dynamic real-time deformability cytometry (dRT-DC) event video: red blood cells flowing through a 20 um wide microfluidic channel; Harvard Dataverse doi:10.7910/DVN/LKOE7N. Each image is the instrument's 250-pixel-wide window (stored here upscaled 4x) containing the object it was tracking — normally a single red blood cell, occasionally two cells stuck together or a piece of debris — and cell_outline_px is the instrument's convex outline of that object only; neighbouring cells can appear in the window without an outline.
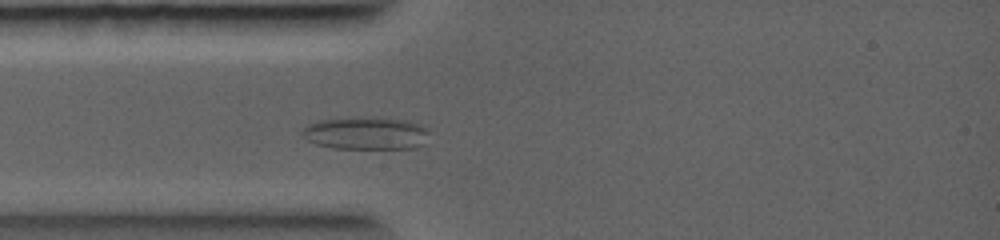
{"species": "common noctule bat (a hibernating species)", "species_latin": "Nyctalus noctula", "temperature_condition": "warm", "stored_images_in_passage": 2, "camera_frame_rate_fps": 5000, "um_per_image_px": 0.085, "animal": {"sex": "female", "body_mass_g": 19.0, "forearm_length_mm": 56.7}, "frame": {"image": 1, "passage_image": 2, "time_ms": 1.0, "image_size_px": [1000, 240], "cell_outline_px": [[428, 132], [424, 144], [412, 148], [332, 148], [316, 144], [308, 140], [300, 132], [308, 124], [316, 120], [360, 116], [376, 116], [408, 120], [420, 124]], "centroid_in_image_um": [31.08, 11.29], "position_along_channel_um": 53.9, "area_um2": 24.51}}